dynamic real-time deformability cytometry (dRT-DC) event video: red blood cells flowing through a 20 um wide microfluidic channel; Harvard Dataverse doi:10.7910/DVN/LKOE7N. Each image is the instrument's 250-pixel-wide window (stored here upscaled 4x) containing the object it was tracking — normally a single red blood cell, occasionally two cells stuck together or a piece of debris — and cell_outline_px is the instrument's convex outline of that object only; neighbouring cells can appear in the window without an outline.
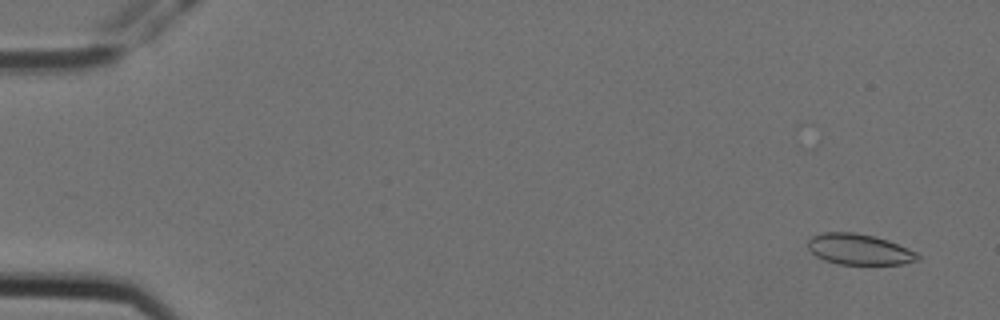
{"species": "Egyptian fruit bat (a non-hibernating species)", "species_latin": "Rousettus aegyptiacus", "temperature_condition": "cold", "stored_images_in_passage": 7, "camera_frame_rate_fps": 3000, "um_per_image_px": 0.085, "animal": {"sex": "female"}, "frame": {"image": 1, "passage_image": 2, "time_ms": 0.333, "image_size_px": [1000, 320], "cell_outline_px": [[920, 260], [904, 264], [840, 264], [824, 260], [816, 256], [808, 248], [808, 240], [812, 236], [824, 232], [856, 232], [876, 236], [888, 240], [916, 252], [920, 256]], "centroid_in_image_um": [73.04, 21.19], "position_along_channel_um": 12.0, "area_um2": 19.77}}